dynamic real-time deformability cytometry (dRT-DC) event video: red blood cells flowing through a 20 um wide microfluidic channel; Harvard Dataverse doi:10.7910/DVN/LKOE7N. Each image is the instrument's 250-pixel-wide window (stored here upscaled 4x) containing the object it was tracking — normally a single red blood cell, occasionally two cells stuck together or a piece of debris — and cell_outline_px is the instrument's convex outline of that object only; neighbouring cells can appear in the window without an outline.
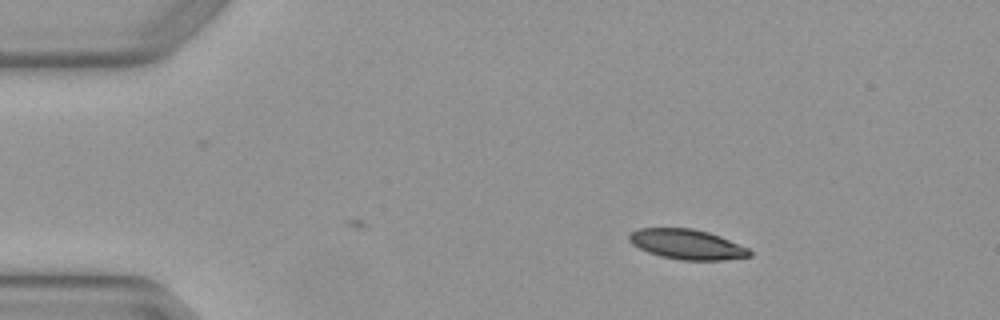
{"species": "Egyptian fruit bat (a non-hibernating species)", "species_latin": "Rousettus aegyptiacus", "temperature_condition": "warm", "stored_images_in_passage": 2, "camera_frame_rate_fps": 3000, "um_per_image_px": 0.085, "animal": {"sex": "female"}, "frame": {"image": 1, "passage_image": 2, "time_ms": 0.333, "image_size_px": [1000, 320], "cell_outline_px": [[752, 256], [724, 260], [680, 260], [660, 256], [648, 252], [632, 244], [628, 240], [628, 236], [632, 232], [640, 228], [692, 228], [708, 232], [720, 236], [748, 248], [752, 252]], "centroid_in_image_um": [58.4, 20.77], "position_along_channel_um": 26.6, "area_um2": 21.04}}